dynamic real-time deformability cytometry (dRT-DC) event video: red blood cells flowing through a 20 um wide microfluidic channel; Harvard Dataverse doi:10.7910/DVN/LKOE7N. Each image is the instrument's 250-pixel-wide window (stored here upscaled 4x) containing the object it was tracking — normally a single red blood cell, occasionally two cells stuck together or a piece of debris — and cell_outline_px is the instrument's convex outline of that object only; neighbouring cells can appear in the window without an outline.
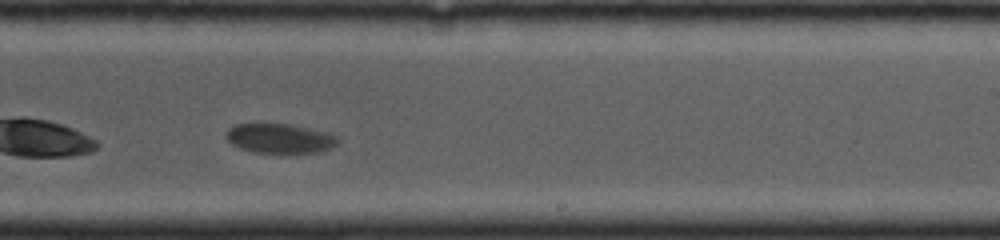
{"species": "common noctule bat (a hibernating species)", "species_latin": "Nyctalus noctula", "temperature_condition": "cold", "stored_images_in_passage": 35, "camera_frame_rate_fps": 4000, "um_per_image_px": 0.085, "animal": {"sex": "female", "body_mass_g": 19.0, "forearm_length_mm": 53.3}, "frame": {"image": 1, "passage_image": 16, "time_ms": 5.0, "image_size_px": [1000, 240], "cell_outline_px": [[340, 140], [332, 148], [320, 152], [256, 152], [240, 148], [232, 144], [224, 136], [224, 132], [228, 128], [236, 124], [292, 124], [328, 132], [336, 136]], "centroid_in_image_um": [23.78, 11.75], "position_along_channel_um": 265.2, "area_um2": 19.25}}
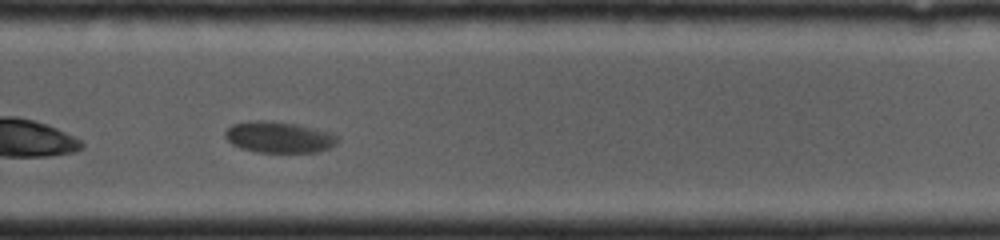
{"frame": {"image": 2, "passage_image": 20, "time_ms": 6.0, "image_size_px": [1000, 240], "cell_outline_px": [[340, 140], [336, 144], [328, 148], [316, 152], [256, 152], [240, 148], [232, 144], [224, 136], [224, 132], [232, 124], [248, 120], [272, 120], [296, 124], [316, 128], [340, 136]], "centroid_in_image_um": [23.7, 11.64], "position_along_channel_um": 306.1, "area_um2": 20.75}}